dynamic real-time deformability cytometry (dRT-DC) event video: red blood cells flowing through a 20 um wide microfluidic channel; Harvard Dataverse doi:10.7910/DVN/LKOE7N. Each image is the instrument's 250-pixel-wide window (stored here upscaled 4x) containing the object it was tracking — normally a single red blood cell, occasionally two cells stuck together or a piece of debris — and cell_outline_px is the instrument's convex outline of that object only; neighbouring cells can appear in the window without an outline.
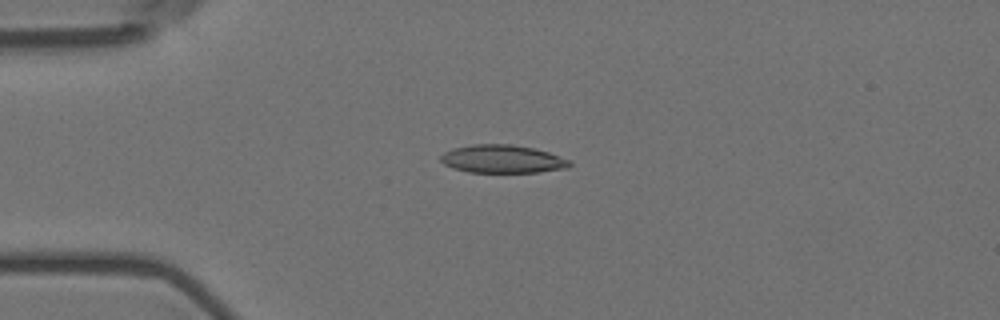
{"species": "Egyptian fruit bat (a non-hibernating species)", "species_latin": "Rousettus aegyptiacus", "temperature_condition": "room temperature", "stored_images_in_passage": 5, "camera_frame_rate_fps": 3000, "um_per_image_px": 0.085, "animal": {"sex": "female"}, "frame": {"image": 1, "passage_image": 4, "time_ms": 1.0, "image_size_px": [1000, 320], "cell_outline_px": [[572, 164], [568, 168], [536, 172], [468, 172], [452, 168], [444, 164], [440, 160], [440, 156], [444, 152], [452, 148], [472, 144], [512, 144], [532, 148], [548, 152], [568, 160]], "centroid_in_image_um": [42.66, 13.51], "position_along_channel_um": 42.3, "area_um2": 21.04}}